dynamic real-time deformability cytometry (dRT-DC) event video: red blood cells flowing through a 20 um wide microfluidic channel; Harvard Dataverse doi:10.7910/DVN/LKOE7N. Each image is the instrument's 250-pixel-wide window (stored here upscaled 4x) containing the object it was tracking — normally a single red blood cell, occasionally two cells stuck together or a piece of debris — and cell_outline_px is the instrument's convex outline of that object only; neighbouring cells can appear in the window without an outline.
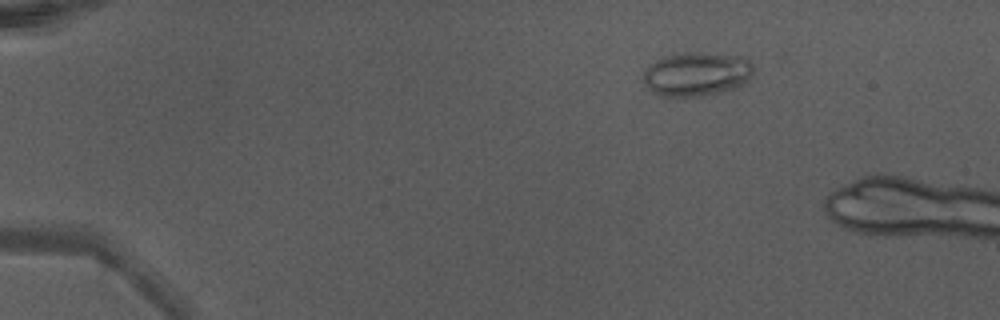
{"species": "Egyptian fruit bat (a non-hibernating species)", "species_latin": "Rousettus aegyptiacus", "temperature_condition": "warm", "stored_images_in_passage": 40, "camera_frame_rate_fps": 3000, "um_per_image_px": 0.085, "animal": {"sex": "male"}, "frame": {"image": 1, "passage_image": 2, "time_ms": 0.333, "image_size_px": [1000, 320], "cell_outline_px": [[752, 76], [744, 84], [736, 88], [720, 92], [700, 96], [664, 96], [652, 92], [644, 84], [644, 72], [660, 56], [676, 52], [700, 52], [748, 56], [752, 64]], "centroid_in_image_um": [59.25, 6.26], "position_along_channel_um": 25.8, "area_um2": 28.67}}
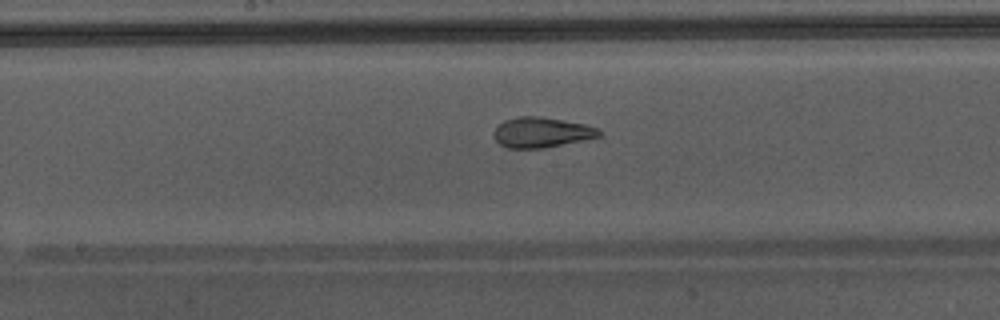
{"frame": {"image": 2, "passage_image": 21, "time_ms": 6.667, "image_size_px": [1000, 320], "cell_outline_px": [[604, 132], [600, 136], [544, 148], [508, 148], [500, 144], [492, 136], [492, 132], [504, 120], [520, 116], [540, 116], [584, 124], [600, 128]], "centroid_in_image_um": [46.03, 11.25], "position_along_channel_um": 202.2, "area_um2": 18.55}}
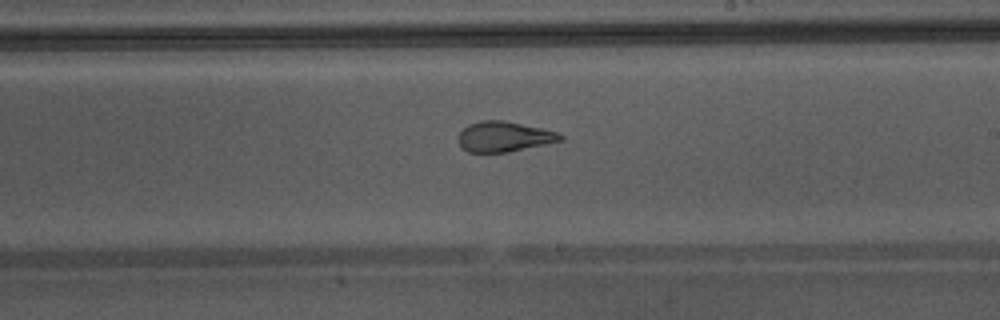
{"frame": {"image": 3, "passage_image": 24, "time_ms": 7.667, "image_size_px": [1000, 320], "cell_outline_px": [[564, 140], [508, 152], [468, 152], [460, 148], [456, 140], [460, 132], [468, 124], [480, 120], [504, 120], [540, 128], [556, 132], [564, 136]], "centroid_in_image_um": [42.79, 11.62], "position_along_channel_um": 246.2, "area_um2": 18.09}}